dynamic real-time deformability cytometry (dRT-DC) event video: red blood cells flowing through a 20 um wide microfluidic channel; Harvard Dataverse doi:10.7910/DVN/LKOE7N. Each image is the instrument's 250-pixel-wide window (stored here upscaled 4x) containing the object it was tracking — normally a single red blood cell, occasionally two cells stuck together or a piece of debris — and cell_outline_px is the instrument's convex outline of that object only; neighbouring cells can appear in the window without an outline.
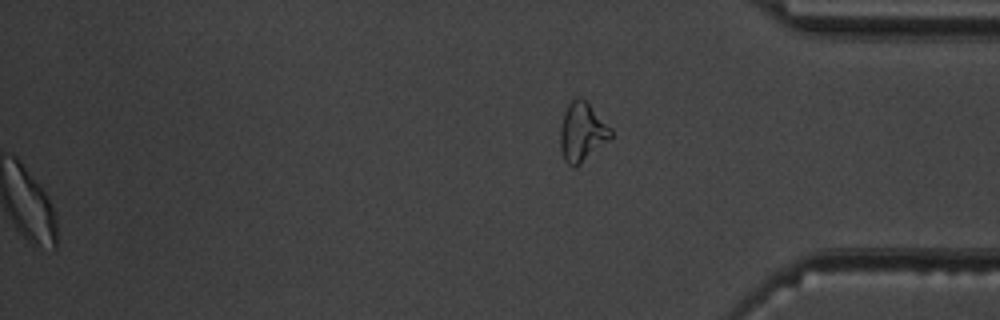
{"species": "common noctule bat (a hibernating species)", "species_latin": "Nyctalus noctula", "temperature_condition": "warm", "stored_images_in_passage": 39, "segment_of_instrument_passage": [2, 2], "camera_frame_rate_fps": 3000, "um_per_image_px": 0.085, "animal": {"sex": "male", "body_mass_g": 19.5, "forearm_length_mm": 54.6}, "frame": {"image": 1, "passage_image": 39, "time_ms": 12.667, "image_size_px": [1000, 320], "cell_outline_px": [[612, 136], [608, 140], [580, 164], [572, 168], [564, 160], [560, 148], [560, 128], [564, 112], [568, 104], [572, 100], [580, 96], [588, 100], [612, 128]], "centroid_in_image_um": [49.48, 11.18], "position_along_channel_um": 385.7, "area_um2": 17.63}}